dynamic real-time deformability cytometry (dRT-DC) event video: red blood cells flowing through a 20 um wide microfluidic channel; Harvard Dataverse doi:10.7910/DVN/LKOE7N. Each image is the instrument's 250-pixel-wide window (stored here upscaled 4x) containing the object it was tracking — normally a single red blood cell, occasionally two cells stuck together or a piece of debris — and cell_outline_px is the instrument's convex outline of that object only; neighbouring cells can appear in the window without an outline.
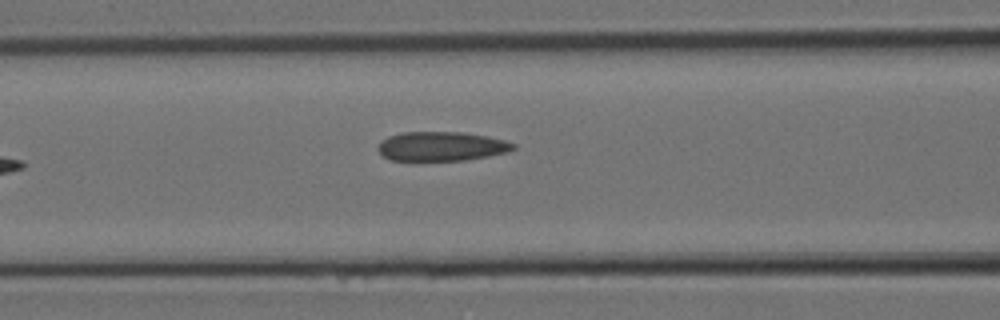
{"species": "Egyptian fruit bat (a non-hibernating species)", "species_latin": "Rousettus aegyptiacus", "temperature_condition": "room temperature", "stored_images_in_passage": 9, "camera_frame_rate_fps": 3000, "um_per_image_px": 0.085, "animal": {"sex": "female"}, "frame": {"image": 1, "passage_image": 9, "time_ms": 2.667, "image_size_px": [1000, 320], "cell_outline_px": [[516, 148], [508, 152], [488, 156], [464, 160], [388, 160], [376, 148], [380, 140], [388, 136], [404, 132], [464, 132], [488, 136], [504, 140], [516, 144]], "centroid_in_image_um": [37.52, 12.43], "position_along_channel_um": 129.1, "area_um2": 23.18}}